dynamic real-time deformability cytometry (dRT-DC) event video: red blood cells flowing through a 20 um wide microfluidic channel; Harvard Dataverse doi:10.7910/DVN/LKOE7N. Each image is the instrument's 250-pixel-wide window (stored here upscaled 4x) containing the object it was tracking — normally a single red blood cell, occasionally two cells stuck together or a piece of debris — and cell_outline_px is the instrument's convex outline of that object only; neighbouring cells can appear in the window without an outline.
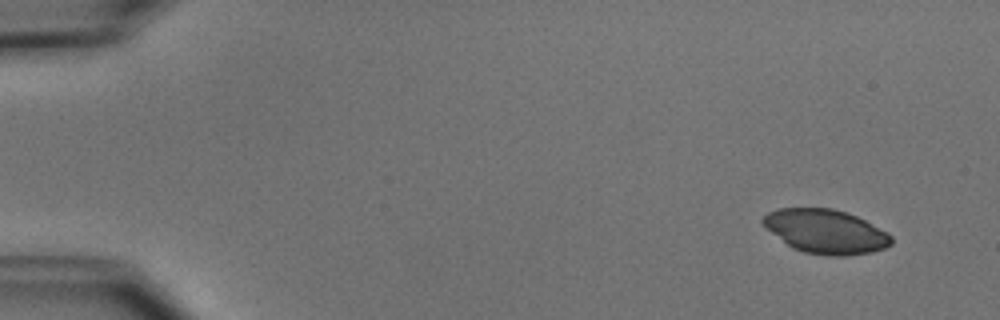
{"species": "common noctule bat (a hibernating species)", "species_latin": "Nyctalus noctula", "temperature_condition": "cold", "stored_images_in_passage": 4, "camera_frame_rate_fps": 3000, "um_per_image_px": 0.085, "animal": {"sex": "male", "body_mass_g": 15.6}, "frame": {"image": 1, "passage_image": 1, "time_ms": 0.0, "image_size_px": [1000, 320], "cell_outline_px": [[892, 244], [884, 248], [872, 252], [844, 256], [828, 256], [804, 252], [792, 248], [772, 232], [760, 220], [768, 212], [776, 208], [832, 208], [848, 212], [888, 232], [892, 236]], "centroid_in_image_um": [70.21, 19.67], "position_along_channel_um": 14.8, "area_um2": 32.89}}